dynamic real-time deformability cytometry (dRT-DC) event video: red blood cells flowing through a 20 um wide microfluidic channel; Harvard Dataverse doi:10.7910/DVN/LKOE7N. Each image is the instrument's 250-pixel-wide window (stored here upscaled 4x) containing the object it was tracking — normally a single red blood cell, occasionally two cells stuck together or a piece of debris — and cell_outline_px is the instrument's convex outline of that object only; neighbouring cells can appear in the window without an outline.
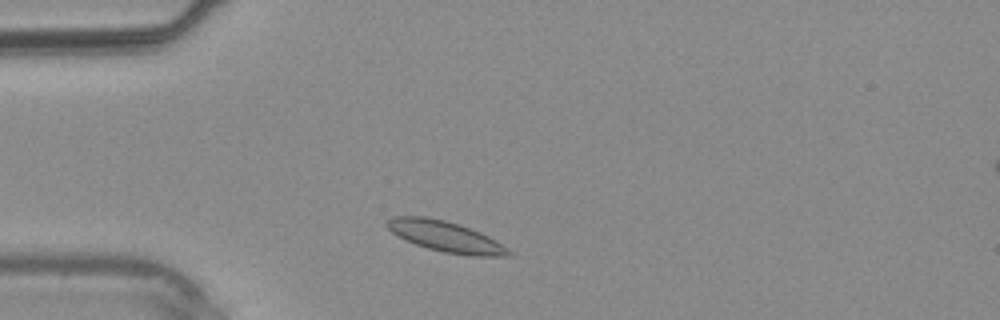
{"species": "common noctule bat (a hibernating species)", "species_latin": "Nyctalus noctula", "temperature_condition": "warm", "stored_images_in_passage": 1, "camera_frame_rate_fps": 3000, "um_per_image_px": 0.085, "animal": {"sex": "male", "body_mass_g": 20.4}, "frame": {"image": 1, "passage_image": 1, "time_ms": 0.0, "image_size_px": [1000, 320], "cell_outline_px": [[512, 256], [468, 256], [444, 252], [428, 248], [416, 244], [392, 232], [384, 224], [392, 216], [424, 216], [444, 220], [460, 224], [480, 232], [496, 240], [508, 248], [512, 252]], "centroid_in_image_um": [37.91, 20.1], "position_along_channel_um": 47.1, "area_um2": 21.68}}